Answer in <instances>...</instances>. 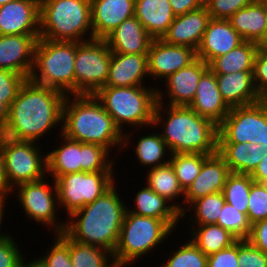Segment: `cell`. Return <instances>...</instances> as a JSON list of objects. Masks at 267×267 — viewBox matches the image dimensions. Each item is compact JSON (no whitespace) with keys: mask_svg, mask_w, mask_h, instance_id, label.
Returning <instances> with one entry per match:
<instances>
[{"mask_svg":"<svg viewBox=\"0 0 267 267\" xmlns=\"http://www.w3.org/2000/svg\"><path fill=\"white\" fill-rule=\"evenodd\" d=\"M66 95L59 90L25 80L9 109L0 134L17 141H40L52 128L62 125Z\"/></svg>","mask_w":267,"mask_h":267,"instance_id":"1","label":"cell"},{"mask_svg":"<svg viewBox=\"0 0 267 267\" xmlns=\"http://www.w3.org/2000/svg\"><path fill=\"white\" fill-rule=\"evenodd\" d=\"M116 184L93 203L75 211L68 217L70 219H66L64 233L70 239L104 248L113 254L127 209L125 199H121L116 190Z\"/></svg>","mask_w":267,"mask_h":267,"instance_id":"2","label":"cell"},{"mask_svg":"<svg viewBox=\"0 0 267 267\" xmlns=\"http://www.w3.org/2000/svg\"><path fill=\"white\" fill-rule=\"evenodd\" d=\"M165 105L156 103L151 129L162 125V131L159 133L171 154L217 153L218 125L199 116L189 106Z\"/></svg>","mask_w":267,"mask_h":267,"instance_id":"3","label":"cell"},{"mask_svg":"<svg viewBox=\"0 0 267 267\" xmlns=\"http://www.w3.org/2000/svg\"><path fill=\"white\" fill-rule=\"evenodd\" d=\"M60 128V133L71 140L104 146L111 152L115 147L122 152L124 133L94 95H66Z\"/></svg>","mask_w":267,"mask_h":267,"instance_id":"4","label":"cell"},{"mask_svg":"<svg viewBox=\"0 0 267 267\" xmlns=\"http://www.w3.org/2000/svg\"><path fill=\"white\" fill-rule=\"evenodd\" d=\"M154 86L102 87L94 94L113 118L115 125L124 133L123 149L128 150L127 145L131 143V135L127 129L124 130V125L137 127L136 129L153 126L157 103V87Z\"/></svg>","mask_w":267,"mask_h":267,"instance_id":"5","label":"cell"},{"mask_svg":"<svg viewBox=\"0 0 267 267\" xmlns=\"http://www.w3.org/2000/svg\"><path fill=\"white\" fill-rule=\"evenodd\" d=\"M40 38L74 42L94 39L91 0H40Z\"/></svg>","mask_w":267,"mask_h":267,"instance_id":"6","label":"cell"},{"mask_svg":"<svg viewBox=\"0 0 267 267\" xmlns=\"http://www.w3.org/2000/svg\"><path fill=\"white\" fill-rule=\"evenodd\" d=\"M76 42L39 38L29 79L37 84L75 95Z\"/></svg>","mask_w":267,"mask_h":267,"instance_id":"7","label":"cell"},{"mask_svg":"<svg viewBox=\"0 0 267 267\" xmlns=\"http://www.w3.org/2000/svg\"><path fill=\"white\" fill-rule=\"evenodd\" d=\"M173 231L165 220L139 216L126 209L119 240L113 252L115 265L128 267V264L135 263V260L164 243Z\"/></svg>","mask_w":267,"mask_h":267,"instance_id":"8","label":"cell"},{"mask_svg":"<svg viewBox=\"0 0 267 267\" xmlns=\"http://www.w3.org/2000/svg\"><path fill=\"white\" fill-rule=\"evenodd\" d=\"M61 146L47 152V174L54 180L75 172H114L113 155L104 146L71 140L63 134ZM112 157V158H109ZM112 160V161H111ZM114 163V164H113Z\"/></svg>","mask_w":267,"mask_h":267,"instance_id":"9","label":"cell"},{"mask_svg":"<svg viewBox=\"0 0 267 267\" xmlns=\"http://www.w3.org/2000/svg\"><path fill=\"white\" fill-rule=\"evenodd\" d=\"M246 142L267 152V99L232 107L218 125V143Z\"/></svg>","mask_w":267,"mask_h":267,"instance_id":"10","label":"cell"},{"mask_svg":"<svg viewBox=\"0 0 267 267\" xmlns=\"http://www.w3.org/2000/svg\"><path fill=\"white\" fill-rule=\"evenodd\" d=\"M0 151L4 158L6 179L14 189L25 182L48 177L47 154L33 141H17L0 134ZM42 151V152H41Z\"/></svg>","mask_w":267,"mask_h":267,"instance_id":"11","label":"cell"},{"mask_svg":"<svg viewBox=\"0 0 267 267\" xmlns=\"http://www.w3.org/2000/svg\"><path fill=\"white\" fill-rule=\"evenodd\" d=\"M111 56L112 51L104 39L76 42L75 94L94 95L105 86Z\"/></svg>","mask_w":267,"mask_h":267,"instance_id":"12","label":"cell"},{"mask_svg":"<svg viewBox=\"0 0 267 267\" xmlns=\"http://www.w3.org/2000/svg\"><path fill=\"white\" fill-rule=\"evenodd\" d=\"M114 172H75L55 179L58 202L69 217L87 204L93 203L114 183Z\"/></svg>","mask_w":267,"mask_h":267,"instance_id":"13","label":"cell"},{"mask_svg":"<svg viewBox=\"0 0 267 267\" xmlns=\"http://www.w3.org/2000/svg\"><path fill=\"white\" fill-rule=\"evenodd\" d=\"M46 178L21 183L12 190V193L16 194L17 201L19 200V204L30 220L36 221L37 224L49 226L54 234H61L65 231L66 219L63 220L64 222L62 220L58 222V218L55 216L58 211L56 208H60L56 184L54 179L50 181L51 184L46 182L48 180Z\"/></svg>","mask_w":267,"mask_h":267,"instance_id":"14","label":"cell"},{"mask_svg":"<svg viewBox=\"0 0 267 267\" xmlns=\"http://www.w3.org/2000/svg\"><path fill=\"white\" fill-rule=\"evenodd\" d=\"M147 56L150 79L156 82L194 62L197 51L187 46L169 45L162 39H153Z\"/></svg>","mask_w":267,"mask_h":267,"instance_id":"15","label":"cell"},{"mask_svg":"<svg viewBox=\"0 0 267 267\" xmlns=\"http://www.w3.org/2000/svg\"><path fill=\"white\" fill-rule=\"evenodd\" d=\"M208 68L209 64L197 58L187 67L169 75L164 80L165 82L162 81V83H165L166 91L161 90L159 85L156 86L158 87L156 91L157 102L164 104V101L168 100L167 105L189 106L194 99L199 80Z\"/></svg>","mask_w":267,"mask_h":267,"instance_id":"16","label":"cell"},{"mask_svg":"<svg viewBox=\"0 0 267 267\" xmlns=\"http://www.w3.org/2000/svg\"><path fill=\"white\" fill-rule=\"evenodd\" d=\"M40 34V0H15L0 6V35Z\"/></svg>","mask_w":267,"mask_h":267,"instance_id":"17","label":"cell"},{"mask_svg":"<svg viewBox=\"0 0 267 267\" xmlns=\"http://www.w3.org/2000/svg\"><path fill=\"white\" fill-rule=\"evenodd\" d=\"M40 34L0 35V69L29 78Z\"/></svg>","mask_w":267,"mask_h":267,"instance_id":"18","label":"cell"},{"mask_svg":"<svg viewBox=\"0 0 267 267\" xmlns=\"http://www.w3.org/2000/svg\"><path fill=\"white\" fill-rule=\"evenodd\" d=\"M211 16L207 7L176 16L162 40L169 45L199 48Z\"/></svg>","mask_w":267,"mask_h":267,"instance_id":"19","label":"cell"},{"mask_svg":"<svg viewBox=\"0 0 267 267\" xmlns=\"http://www.w3.org/2000/svg\"><path fill=\"white\" fill-rule=\"evenodd\" d=\"M230 173L228 165L218 153L210 155L203 162L198 176L184 191L183 211L198 198L222 192Z\"/></svg>","mask_w":267,"mask_h":267,"instance_id":"20","label":"cell"},{"mask_svg":"<svg viewBox=\"0 0 267 267\" xmlns=\"http://www.w3.org/2000/svg\"><path fill=\"white\" fill-rule=\"evenodd\" d=\"M243 42L229 20L211 19L197 49V58L209 64L214 58L228 53Z\"/></svg>","mask_w":267,"mask_h":267,"instance_id":"21","label":"cell"},{"mask_svg":"<svg viewBox=\"0 0 267 267\" xmlns=\"http://www.w3.org/2000/svg\"><path fill=\"white\" fill-rule=\"evenodd\" d=\"M149 78L147 54L113 53L104 87L145 86Z\"/></svg>","mask_w":267,"mask_h":267,"instance_id":"22","label":"cell"},{"mask_svg":"<svg viewBox=\"0 0 267 267\" xmlns=\"http://www.w3.org/2000/svg\"><path fill=\"white\" fill-rule=\"evenodd\" d=\"M135 0H91L94 39H104L125 19L134 16Z\"/></svg>","mask_w":267,"mask_h":267,"instance_id":"23","label":"cell"},{"mask_svg":"<svg viewBox=\"0 0 267 267\" xmlns=\"http://www.w3.org/2000/svg\"><path fill=\"white\" fill-rule=\"evenodd\" d=\"M189 107L199 116L219 125L230 112L218 89L215 73L209 68L201 76L196 93Z\"/></svg>","mask_w":267,"mask_h":267,"instance_id":"24","label":"cell"},{"mask_svg":"<svg viewBox=\"0 0 267 267\" xmlns=\"http://www.w3.org/2000/svg\"><path fill=\"white\" fill-rule=\"evenodd\" d=\"M104 40L113 53L147 54L153 38L147 33L142 23L132 16L125 19Z\"/></svg>","mask_w":267,"mask_h":267,"instance_id":"25","label":"cell"},{"mask_svg":"<svg viewBox=\"0 0 267 267\" xmlns=\"http://www.w3.org/2000/svg\"><path fill=\"white\" fill-rule=\"evenodd\" d=\"M215 76L221 96L230 108L262 100L254 84L253 71L215 74Z\"/></svg>","mask_w":267,"mask_h":267,"instance_id":"26","label":"cell"},{"mask_svg":"<svg viewBox=\"0 0 267 267\" xmlns=\"http://www.w3.org/2000/svg\"><path fill=\"white\" fill-rule=\"evenodd\" d=\"M134 16L153 39H162L176 17L169 0H135Z\"/></svg>","mask_w":267,"mask_h":267,"instance_id":"27","label":"cell"},{"mask_svg":"<svg viewBox=\"0 0 267 267\" xmlns=\"http://www.w3.org/2000/svg\"><path fill=\"white\" fill-rule=\"evenodd\" d=\"M244 41L259 43L267 23V1L253 0L228 19Z\"/></svg>","mask_w":267,"mask_h":267,"instance_id":"28","label":"cell"},{"mask_svg":"<svg viewBox=\"0 0 267 267\" xmlns=\"http://www.w3.org/2000/svg\"><path fill=\"white\" fill-rule=\"evenodd\" d=\"M135 208L127 210L139 216L165 220L174 230L181 218V213L165 198L145 185L135 194Z\"/></svg>","mask_w":267,"mask_h":267,"instance_id":"29","label":"cell"},{"mask_svg":"<svg viewBox=\"0 0 267 267\" xmlns=\"http://www.w3.org/2000/svg\"><path fill=\"white\" fill-rule=\"evenodd\" d=\"M217 153L225 160L231 172L251 174L264 158L259 145L253 143H218Z\"/></svg>","mask_w":267,"mask_h":267,"instance_id":"30","label":"cell"},{"mask_svg":"<svg viewBox=\"0 0 267 267\" xmlns=\"http://www.w3.org/2000/svg\"><path fill=\"white\" fill-rule=\"evenodd\" d=\"M145 178L146 185L151 190L169 201L181 214L183 213L182 204L177 200L178 197H182L183 200H181V202H184V190L180 186L178 178L175 175V171L170 162L149 169Z\"/></svg>","mask_w":267,"mask_h":267,"instance_id":"31","label":"cell"},{"mask_svg":"<svg viewBox=\"0 0 267 267\" xmlns=\"http://www.w3.org/2000/svg\"><path fill=\"white\" fill-rule=\"evenodd\" d=\"M258 48L259 44L251 41H244L228 53L214 58L209 63V69L215 74L253 71Z\"/></svg>","mask_w":267,"mask_h":267,"instance_id":"32","label":"cell"},{"mask_svg":"<svg viewBox=\"0 0 267 267\" xmlns=\"http://www.w3.org/2000/svg\"><path fill=\"white\" fill-rule=\"evenodd\" d=\"M191 241L206 255L217 253L235 243L238 239L217 224L192 226ZM197 227V228H195Z\"/></svg>","mask_w":267,"mask_h":267,"instance_id":"33","label":"cell"},{"mask_svg":"<svg viewBox=\"0 0 267 267\" xmlns=\"http://www.w3.org/2000/svg\"><path fill=\"white\" fill-rule=\"evenodd\" d=\"M156 132L158 131H153L150 134L147 132L145 136L142 135L139 138L136 143L137 146L134 145L136 147L134 149L135 156L141 167L155 168L167 164L170 161V150L166 142L162 139L161 134Z\"/></svg>","mask_w":267,"mask_h":267,"instance_id":"34","label":"cell"},{"mask_svg":"<svg viewBox=\"0 0 267 267\" xmlns=\"http://www.w3.org/2000/svg\"><path fill=\"white\" fill-rule=\"evenodd\" d=\"M72 267H115L113 254L101 247L70 239Z\"/></svg>","mask_w":267,"mask_h":267,"instance_id":"35","label":"cell"},{"mask_svg":"<svg viewBox=\"0 0 267 267\" xmlns=\"http://www.w3.org/2000/svg\"><path fill=\"white\" fill-rule=\"evenodd\" d=\"M224 204L225 199L222 192L210 194L193 201L188 208H185L181 218H185L186 212L193 209L191 212H194V215L192 214L189 218L192 221L191 226L216 224Z\"/></svg>","mask_w":267,"mask_h":267,"instance_id":"36","label":"cell"},{"mask_svg":"<svg viewBox=\"0 0 267 267\" xmlns=\"http://www.w3.org/2000/svg\"><path fill=\"white\" fill-rule=\"evenodd\" d=\"M253 182L250 174L231 172L222 190L225 202L239 212L247 214L249 193Z\"/></svg>","mask_w":267,"mask_h":267,"instance_id":"37","label":"cell"},{"mask_svg":"<svg viewBox=\"0 0 267 267\" xmlns=\"http://www.w3.org/2000/svg\"><path fill=\"white\" fill-rule=\"evenodd\" d=\"M210 155L203 153H177L171 154L170 164L175 171L180 186L185 191L198 176L203 162Z\"/></svg>","mask_w":267,"mask_h":267,"instance_id":"38","label":"cell"},{"mask_svg":"<svg viewBox=\"0 0 267 267\" xmlns=\"http://www.w3.org/2000/svg\"><path fill=\"white\" fill-rule=\"evenodd\" d=\"M26 79L13 71L0 69V129L8 121L10 105Z\"/></svg>","mask_w":267,"mask_h":267,"instance_id":"39","label":"cell"},{"mask_svg":"<svg viewBox=\"0 0 267 267\" xmlns=\"http://www.w3.org/2000/svg\"><path fill=\"white\" fill-rule=\"evenodd\" d=\"M229 231L238 240H247L251 233V223L247 214L239 212L231 204L226 203L221 210L216 223Z\"/></svg>","mask_w":267,"mask_h":267,"instance_id":"40","label":"cell"},{"mask_svg":"<svg viewBox=\"0 0 267 267\" xmlns=\"http://www.w3.org/2000/svg\"><path fill=\"white\" fill-rule=\"evenodd\" d=\"M171 255L162 267H207V257L191 239L175 251H170Z\"/></svg>","mask_w":267,"mask_h":267,"instance_id":"41","label":"cell"},{"mask_svg":"<svg viewBox=\"0 0 267 267\" xmlns=\"http://www.w3.org/2000/svg\"><path fill=\"white\" fill-rule=\"evenodd\" d=\"M54 242L46 255L39 258L47 267H72L70 258V238L62 232L54 235Z\"/></svg>","mask_w":267,"mask_h":267,"instance_id":"42","label":"cell"},{"mask_svg":"<svg viewBox=\"0 0 267 267\" xmlns=\"http://www.w3.org/2000/svg\"><path fill=\"white\" fill-rule=\"evenodd\" d=\"M247 217L251 224L267 219V184H251Z\"/></svg>","mask_w":267,"mask_h":267,"instance_id":"43","label":"cell"},{"mask_svg":"<svg viewBox=\"0 0 267 267\" xmlns=\"http://www.w3.org/2000/svg\"><path fill=\"white\" fill-rule=\"evenodd\" d=\"M238 267H267V253L248 240H238Z\"/></svg>","mask_w":267,"mask_h":267,"instance_id":"44","label":"cell"},{"mask_svg":"<svg viewBox=\"0 0 267 267\" xmlns=\"http://www.w3.org/2000/svg\"><path fill=\"white\" fill-rule=\"evenodd\" d=\"M253 0H212L207 6L212 19L228 20L238 10L246 7Z\"/></svg>","mask_w":267,"mask_h":267,"instance_id":"45","label":"cell"},{"mask_svg":"<svg viewBox=\"0 0 267 267\" xmlns=\"http://www.w3.org/2000/svg\"><path fill=\"white\" fill-rule=\"evenodd\" d=\"M253 80L262 99H267V49L259 47L253 66Z\"/></svg>","mask_w":267,"mask_h":267,"instance_id":"46","label":"cell"},{"mask_svg":"<svg viewBox=\"0 0 267 267\" xmlns=\"http://www.w3.org/2000/svg\"><path fill=\"white\" fill-rule=\"evenodd\" d=\"M12 236L0 241V267H20L23 257Z\"/></svg>","mask_w":267,"mask_h":267,"instance_id":"47","label":"cell"},{"mask_svg":"<svg viewBox=\"0 0 267 267\" xmlns=\"http://www.w3.org/2000/svg\"><path fill=\"white\" fill-rule=\"evenodd\" d=\"M207 267H238V240L207 257Z\"/></svg>","mask_w":267,"mask_h":267,"instance_id":"48","label":"cell"},{"mask_svg":"<svg viewBox=\"0 0 267 267\" xmlns=\"http://www.w3.org/2000/svg\"><path fill=\"white\" fill-rule=\"evenodd\" d=\"M247 240L259 250L267 253V219L259 220L251 225V233Z\"/></svg>","mask_w":267,"mask_h":267,"instance_id":"49","label":"cell"},{"mask_svg":"<svg viewBox=\"0 0 267 267\" xmlns=\"http://www.w3.org/2000/svg\"><path fill=\"white\" fill-rule=\"evenodd\" d=\"M175 16L201 8L197 0H169Z\"/></svg>","mask_w":267,"mask_h":267,"instance_id":"50","label":"cell"},{"mask_svg":"<svg viewBox=\"0 0 267 267\" xmlns=\"http://www.w3.org/2000/svg\"><path fill=\"white\" fill-rule=\"evenodd\" d=\"M250 176L256 183L267 184V152Z\"/></svg>","mask_w":267,"mask_h":267,"instance_id":"51","label":"cell"},{"mask_svg":"<svg viewBox=\"0 0 267 267\" xmlns=\"http://www.w3.org/2000/svg\"><path fill=\"white\" fill-rule=\"evenodd\" d=\"M13 189L9 186L6 179L5 167H4V158L0 151V197H10ZM9 195V196H8Z\"/></svg>","mask_w":267,"mask_h":267,"instance_id":"52","label":"cell"},{"mask_svg":"<svg viewBox=\"0 0 267 267\" xmlns=\"http://www.w3.org/2000/svg\"><path fill=\"white\" fill-rule=\"evenodd\" d=\"M6 200H8V197H0V227H2V223H4L3 222L4 213H5L4 210L6 209L4 206H7V205H5L7 203ZM9 236H11L10 233H8V232L3 233V231H0V241L8 238Z\"/></svg>","mask_w":267,"mask_h":267,"instance_id":"53","label":"cell"},{"mask_svg":"<svg viewBox=\"0 0 267 267\" xmlns=\"http://www.w3.org/2000/svg\"><path fill=\"white\" fill-rule=\"evenodd\" d=\"M33 259H31V261L28 260L25 262L26 259H24L23 257L20 267H47L39 257Z\"/></svg>","mask_w":267,"mask_h":267,"instance_id":"54","label":"cell"},{"mask_svg":"<svg viewBox=\"0 0 267 267\" xmlns=\"http://www.w3.org/2000/svg\"><path fill=\"white\" fill-rule=\"evenodd\" d=\"M258 44H259V47L267 49V23H266V29L264 32L263 39Z\"/></svg>","mask_w":267,"mask_h":267,"instance_id":"55","label":"cell"},{"mask_svg":"<svg viewBox=\"0 0 267 267\" xmlns=\"http://www.w3.org/2000/svg\"><path fill=\"white\" fill-rule=\"evenodd\" d=\"M197 1L201 7H207L212 2V0H197Z\"/></svg>","mask_w":267,"mask_h":267,"instance_id":"56","label":"cell"},{"mask_svg":"<svg viewBox=\"0 0 267 267\" xmlns=\"http://www.w3.org/2000/svg\"><path fill=\"white\" fill-rule=\"evenodd\" d=\"M15 0H0V6Z\"/></svg>","mask_w":267,"mask_h":267,"instance_id":"57","label":"cell"}]
</instances>
